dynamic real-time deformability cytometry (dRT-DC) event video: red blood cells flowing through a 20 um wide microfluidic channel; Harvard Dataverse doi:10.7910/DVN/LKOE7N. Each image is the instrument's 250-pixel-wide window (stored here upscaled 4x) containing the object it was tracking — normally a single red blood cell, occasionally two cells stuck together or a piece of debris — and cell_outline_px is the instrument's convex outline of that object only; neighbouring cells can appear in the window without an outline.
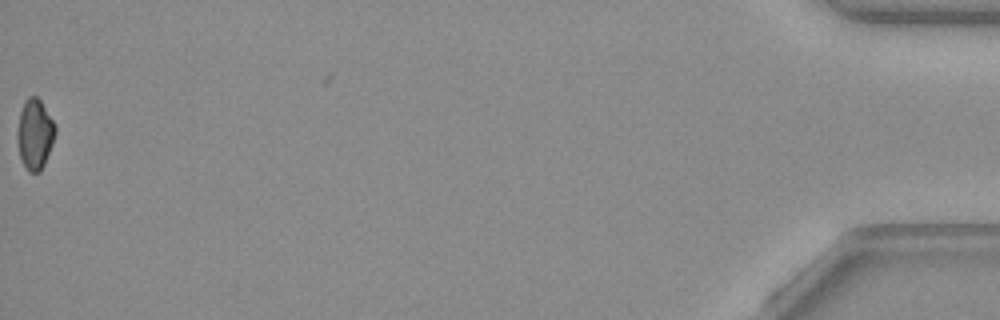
{"species": "common noctule bat (a hibernating species)", "species_latin": "Nyctalus noctula", "temperature_condition": "warm", "stored_images_in_passage": 44, "camera_frame_rate_fps": 3000, "um_per_image_px": 0.085, "animal": {"sex": "female", "body_mass_g": 19.3, "forearm_length_mm": 54.1}, "frame": {"image": 1, "passage_image": 44, "time_ms": 14.333, "image_size_px": [1000, 320], "cell_outline_px": [[56, 132], [52, 144], [44, 164], [40, 172], [28, 172], [20, 156], [16, 140], [16, 132], [20, 112], [24, 100], [28, 96], [36, 96], [40, 100], [52, 120], [56, 128]], "centroid_in_image_um": [2.93, 11.39], "position_along_channel_um": 432.3, "area_um2": 15.49}, "authors_computed_cell_mechanics": {"area_um2": 16.6175, "velocity_mm_per_s": 3.4372, "shape_relaxation_time_tau1_ms": null, "shape_relaxation_time_tau2_ms": 7.0973, "deformation_change_tau1": null, "deformation_change_tau2": 0.0838}}